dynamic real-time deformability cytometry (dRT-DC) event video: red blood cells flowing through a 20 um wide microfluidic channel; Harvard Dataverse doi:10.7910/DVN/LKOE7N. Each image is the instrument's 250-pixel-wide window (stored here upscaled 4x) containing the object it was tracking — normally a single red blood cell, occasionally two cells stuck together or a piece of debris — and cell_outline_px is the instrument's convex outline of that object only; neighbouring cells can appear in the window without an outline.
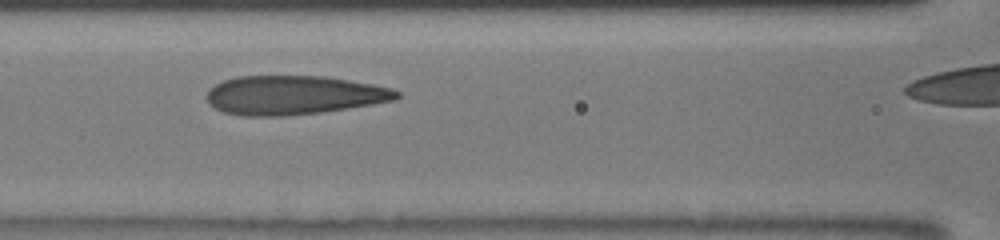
{"species": "human", "species_latin": "Homo sapiens", "temperature_condition": "room temperature", "stored_images_in_passage": 6, "camera_frame_rate_fps": 3000, "um_per_image_px": 0.085, "donor": {"sex": "male"}, "frame": {"image": 1, "passage_image": 4, "time_ms": 2.0, "image_size_px": [1000, 240], "cell_outline_px": [[400, 96], [396, 100], [372, 104], [320, 112], [284, 116], [244, 116], [224, 112], [208, 104], [208, 88], [224, 80], [236, 76], [324, 76], [372, 84], [392, 88], [400, 92]], "centroid_in_image_um": [24.96, 8.08], "position_along_channel_um": 141.6, "area_um2": 43.06}}